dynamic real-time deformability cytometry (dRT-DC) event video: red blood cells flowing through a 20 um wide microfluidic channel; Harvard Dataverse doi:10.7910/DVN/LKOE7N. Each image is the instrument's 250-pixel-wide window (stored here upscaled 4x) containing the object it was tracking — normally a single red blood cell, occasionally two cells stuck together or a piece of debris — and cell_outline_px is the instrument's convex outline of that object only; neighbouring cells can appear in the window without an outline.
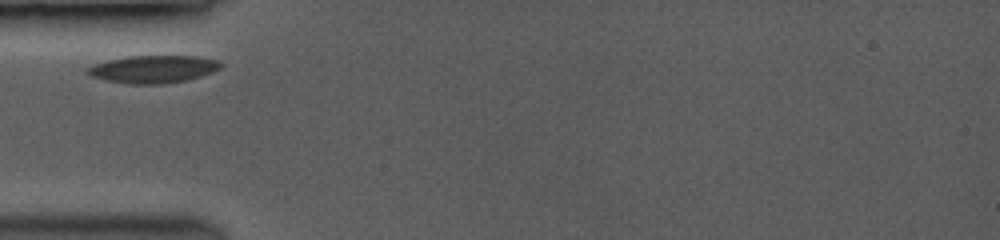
{"species": "common noctule bat (a hibernating species)", "species_latin": "Nyctalus noctula", "temperature_condition": "room temperature", "stored_images_in_passage": 34, "camera_frame_rate_fps": 3500, "um_per_image_px": 0.085, "animal": {"sex": "female", "body_mass_g": 19.0, "forearm_length_mm": 53.3}, "frame": {"image": 1, "passage_image": 1, "time_ms": 0.0, "image_size_px": [1000, 240], "cell_outline_px": [[224, 64], [220, 68], [212, 72], [200, 76], [184, 80], [164, 84], [128, 84], [104, 80], [92, 76], [84, 72], [84, 68], [108, 60], [128, 56], [196, 56], [220, 60]], "centroid_in_image_um": [13.01, 5.87], "position_along_channel_um": 72.0, "area_um2": 21.5}}
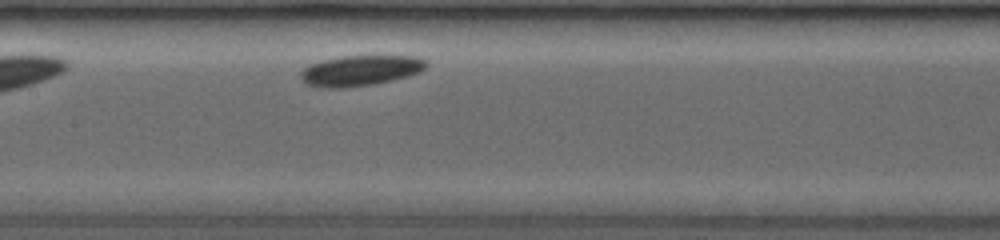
{"frame": {"image": 2, "passage_image": 10, "time_ms": 2.857, "image_size_px": [1000, 240], "cell_outline_px": [[428, 64], [420, 72], [408, 76], [392, 80], [372, 84], [336, 88], [328, 88], [304, 84], [300, 80], [300, 72], [304, 68], [320, 60], [340, 56], [416, 56], [428, 60]], "centroid_in_image_um": [30.62, 5.99], "position_along_channel_um": 176.8, "area_um2": 22.37}}
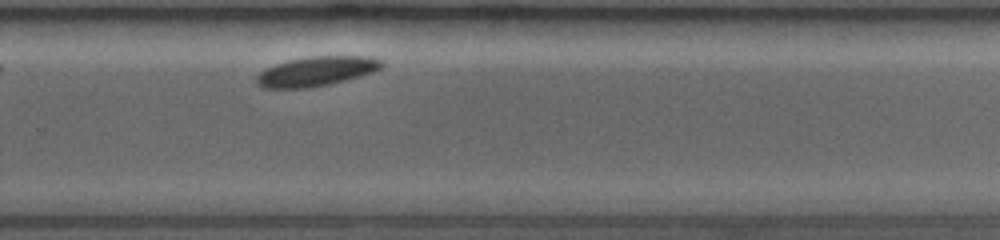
{"frame": {"image": 3, "passage_image": 24, "time_ms": 6.286, "image_size_px": [1000, 240], "cell_outline_px": [[384, 64], [380, 68], [372, 72], [328, 84], [304, 88], [264, 88], [256, 84], [256, 76], [260, 72], [276, 64], [288, 60], [308, 56], [368, 56], [380, 60]], "centroid_in_image_um": [26.85, 6.05], "position_along_channel_um": 303.0, "area_um2": 21.21}}